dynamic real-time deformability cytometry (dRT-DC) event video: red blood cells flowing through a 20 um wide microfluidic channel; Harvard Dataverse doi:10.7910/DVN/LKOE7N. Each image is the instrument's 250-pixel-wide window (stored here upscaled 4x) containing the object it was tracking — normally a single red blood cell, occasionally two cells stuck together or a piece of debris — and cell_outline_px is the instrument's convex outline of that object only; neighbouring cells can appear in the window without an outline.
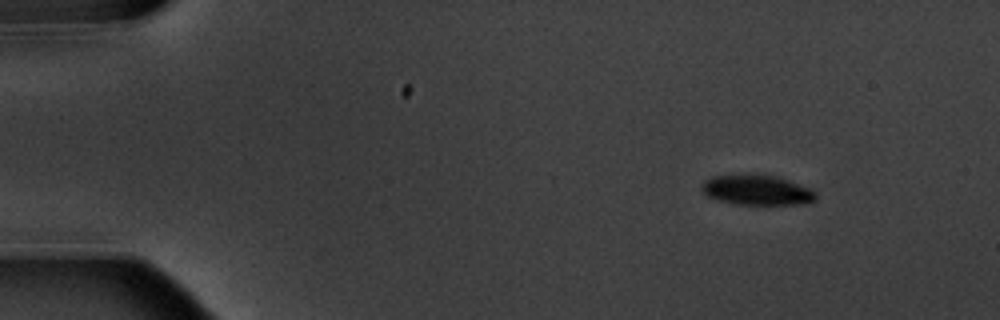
{"species": "common noctule bat (a hibernating species)", "species_latin": "Nyctalus noctula", "temperature_condition": "warm", "stored_images_in_passage": 4, "camera_frame_rate_fps": 3000, "um_per_image_px": 0.085, "animal": {"sex": "male", "body_mass_g": 20.1, "forearm_length_mm": 53.5}, "frame": {"image": 1, "passage_image": 1, "time_ms": 0.0, "image_size_px": [1000, 320], "cell_outline_px": [[816, 200], [808, 204], [736, 204], [716, 200], [708, 196], [700, 188], [704, 180], [712, 176], [752, 172], [776, 176], [788, 180], [808, 188], [816, 192]], "centroid_in_image_um": [64.3, 16.13], "position_along_channel_um": 20.7, "area_um2": 20.46}}
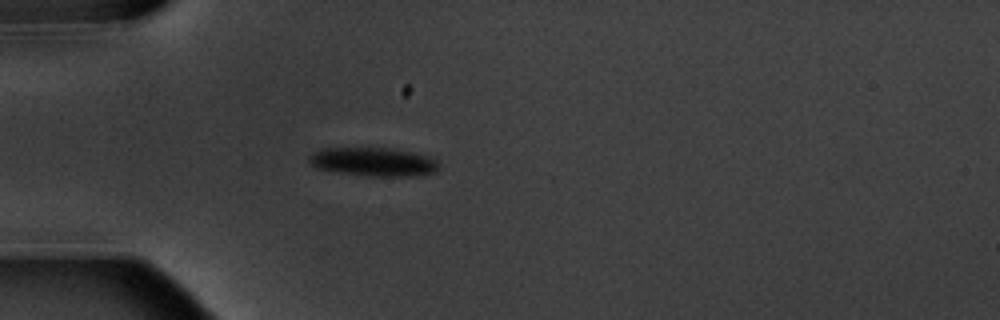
{"frame": {"image": 2, "passage_image": 3, "time_ms": 3.333, "image_size_px": [1000, 320], "cell_outline_px": [[440, 168], [436, 172], [416, 176], [368, 176], [340, 172], [316, 168], [308, 160], [308, 156], [312, 152], [320, 148], [388, 148], [412, 152], [428, 156], [436, 160], [440, 164]], "centroid_in_image_um": [31.75, 13.75], "position_along_channel_um": 53.2, "area_um2": 21.79}}